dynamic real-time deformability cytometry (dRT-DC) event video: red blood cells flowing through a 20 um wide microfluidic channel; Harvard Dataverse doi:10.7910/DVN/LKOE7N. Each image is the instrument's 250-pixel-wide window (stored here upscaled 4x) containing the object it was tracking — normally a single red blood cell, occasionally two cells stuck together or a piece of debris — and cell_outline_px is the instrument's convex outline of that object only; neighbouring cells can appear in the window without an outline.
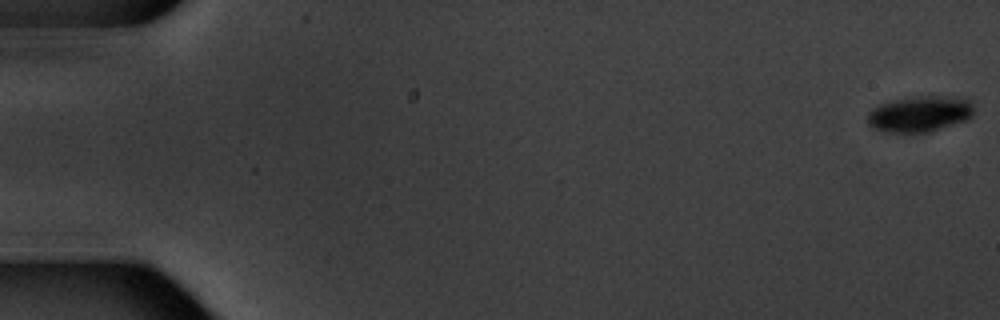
{"species": "common noctule bat (a hibernating species)", "species_latin": "Nyctalus noctula", "temperature_condition": "warm", "stored_images_in_passage": 6, "camera_frame_rate_fps": 3000, "um_per_image_px": 0.085, "animal": {"sex": "male", "body_mass_g": 20.1, "forearm_length_mm": 53.5}, "frame": {"image": 1, "passage_image": 1, "time_ms": 0.0, "image_size_px": [1000, 320], "cell_outline_px": [[972, 116], [968, 120], [932, 132], [884, 132], [872, 128], [868, 124], [868, 112], [872, 108], [880, 104], [892, 100], [916, 96], [956, 96], [968, 100], [972, 104]], "centroid_in_image_um": [78.18, 9.69], "position_along_channel_um": 6.8, "area_um2": 22.54}}
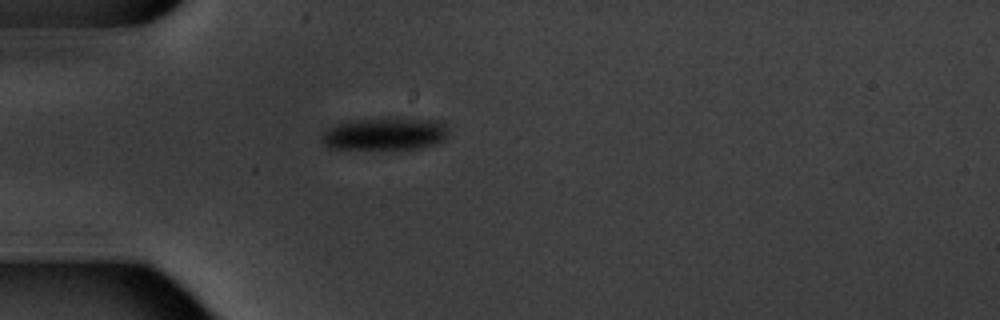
{"frame": {"image": 2, "passage_image": 5, "time_ms": 5.667, "image_size_px": [1000, 320], "cell_outline_px": [[448, 136], [444, 140], [436, 144], [424, 148], [396, 152], [384, 152], [328, 148], [320, 140], [320, 136], [328, 128], [340, 124], [356, 120], [388, 116], [392, 116], [444, 120], [448, 128]], "centroid_in_image_um": [32.8, 11.42], "position_along_channel_um": 52.2, "area_um2": 26.18}}